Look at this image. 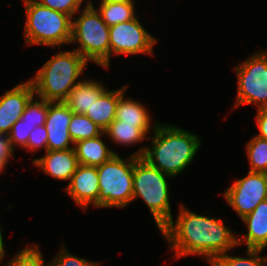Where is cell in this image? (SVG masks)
<instances>
[{"label": "cell", "instance_id": "6da1fadb", "mask_svg": "<svg viewBox=\"0 0 267 266\" xmlns=\"http://www.w3.org/2000/svg\"><path fill=\"white\" fill-rule=\"evenodd\" d=\"M180 205L176 222L172 219L160 230L176 258L199 255L211 264L236 248L237 236L221 218L199 215Z\"/></svg>", "mask_w": 267, "mask_h": 266}, {"label": "cell", "instance_id": "7a4b0ae2", "mask_svg": "<svg viewBox=\"0 0 267 266\" xmlns=\"http://www.w3.org/2000/svg\"><path fill=\"white\" fill-rule=\"evenodd\" d=\"M151 147H141L133 155L172 177L179 175L193 161L201 140L197 135L174 125L155 121Z\"/></svg>", "mask_w": 267, "mask_h": 266}, {"label": "cell", "instance_id": "3957f363", "mask_svg": "<svg viewBox=\"0 0 267 266\" xmlns=\"http://www.w3.org/2000/svg\"><path fill=\"white\" fill-rule=\"evenodd\" d=\"M88 61L75 49L60 51L37 70L33 79L35 95L48 102H64L71 90L81 81ZM76 80H78L76 82Z\"/></svg>", "mask_w": 267, "mask_h": 266}, {"label": "cell", "instance_id": "277c9868", "mask_svg": "<svg viewBox=\"0 0 267 266\" xmlns=\"http://www.w3.org/2000/svg\"><path fill=\"white\" fill-rule=\"evenodd\" d=\"M80 16L72 18L71 40L79 44L75 50L87 61L104 68L110 65L109 26L95 9L92 0H88Z\"/></svg>", "mask_w": 267, "mask_h": 266}, {"label": "cell", "instance_id": "5b68a950", "mask_svg": "<svg viewBox=\"0 0 267 266\" xmlns=\"http://www.w3.org/2000/svg\"><path fill=\"white\" fill-rule=\"evenodd\" d=\"M26 10L24 27L28 45L49 47L70 44L72 18L62 12L41 5L36 0H23Z\"/></svg>", "mask_w": 267, "mask_h": 266}, {"label": "cell", "instance_id": "8992f818", "mask_svg": "<svg viewBox=\"0 0 267 266\" xmlns=\"http://www.w3.org/2000/svg\"><path fill=\"white\" fill-rule=\"evenodd\" d=\"M166 177L170 176L134 155L132 202L138 197L143 199L159 230L173 219Z\"/></svg>", "mask_w": 267, "mask_h": 266}, {"label": "cell", "instance_id": "52a82bcc", "mask_svg": "<svg viewBox=\"0 0 267 266\" xmlns=\"http://www.w3.org/2000/svg\"><path fill=\"white\" fill-rule=\"evenodd\" d=\"M134 155L122 159L115 154L97 166L99 177L98 208H124L133 199Z\"/></svg>", "mask_w": 267, "mask_h": 266}, {"label": "cell", "instance_id": "ba28073f", "mask_svg": "<svg viewBox=\"0 0 267 266\" xmlns=\"http://www.w3.org/2000/svg\"><path fill=\"white\" fill-rule=\"evenodd\" d=\"M238 78L237 97L232 109L253 104L267 108V50L253 53L235 68Z\"/></svg>", "mask_w": 267, "mask_h": 266}, {"label": "cell", "instance_id": "9c48e42d", "mask_svg": "<svg viewBox=\"0 0 267 266\" xmlns=\"http://www.w3.org/2000/svg\"><path fill=\"white\" fill-rule=\"evenodd\" d=\"M110 56L153 54L157 39L146 31L136 17L109 27Z\"/></svg>", "mask_w": 267, "mask_h": 266}, {"label": "cell", "instance_id": "30bf717a", "mask_svg": "<svg viewBox=\"0 0 267 266\" xmlns=\"http://www.w3.org/2000/svg\"><path fill=\"white\" fill-rule=\"evenodd\" d=\"M224 199L242 219L267 199V173L248 171L224 191Z\"/></svg>", "mask_w": 267, "mask_h": 266}, {"label": "cell", "instance_id": "8fae6325", "mask_svg": "<svg viewBox=\"0 0 267 266\" xmlns=\"http://www.w3.org/2000/svg\"><path fill=\"white\" fill-rule=\"evenodd\" d=\"M72 114L64 102H48L44 124L47 131V150H66L74 147L68 131Z\"/></svg>", "mask_w": 267, "mask_h": 266}, {"label": "cell", "instance_id": "7c38bea8", "mask_svg": "<svg viewBox=\"0 0 267 266\" xmlns=\"http://www.w3.org/2000/svg\"><path fill=\"white\" fill-rule=\"evenodd\" d=\"M35 96L31 80L7 90L0 96V133L8 135L12 125L21 119L29 100Z\"/></svg>", "mask_w": 267, "mask_h": 266}, {"label": "cell", "instance_id": "4fadbf2b", "mask_svg": "<svg viewBox=\"0 0 267 266\" xmlns=\"http://www.w3.org/2000/svg\"><path fill=\"white\" fill-rule=\"evenodd\" d=\"M64 190L83 210L86 211L90 204L98 208L100 189L97 166L79 164Z\"/></svg>", "mask_w": 267, "mask_h": 266}, {"label": "cell", "instance_id": "5bb4252c", "mask_svg": "<svg viewBox=\"0 0 267 266\" xmlns=\"http://www.w3.org/2000/svg\"><path fill=\"white\" fill-rule=\"evenodd\" d=\"M32 163L52 178L69 182L79 165L74 147L66 150H47L45 156L35 158Z\"/></svg>", "mask_w": 267, "mask_h": 266}, {"label": "cell", "instance_id": "9a60e30c", "mask_svg": "<svg viewBox=\"0 0 267 266\" xmlns=\"http://www.w3.org/2000/svg\"><path fill=\"white\" fill-rule=\"evenodd\" d=\"M241 220L247 225V233L237 237V246L246 243L247 248L264 250L267 246V199Z\"/></svg>", "mask_w": 267, "mask_h": 266}, {"label": "cell", "instance_id": "2e32d148", "mask_svg": "<svg viewBox=\"0 0 267 266\" xmlns=\"http://www.w3.org/2000/svg\"><path fill=\"white\" fill-rule=\"evenodd\" d=\"M103 83L94 79H81L71 90L64 103L73 113L85 114L99 96L107 89Z\"/></svg>", "mask_w": 267, "mask_h": 266}, {"label": "cell", "instance_id": "e0dca14e", "mask_svg": "<svg viewBox=\"0 0 267 266\" xmlns=\"http://www.w3.org/2000/svg\"><path fill=\"white\" fill-rule=\"evenodd\" d=\"M126 90L127 86H122V88L112 91L106 89L85 115L105 131L115 120L119 97L126 92Z\"/></svg>", "mask_w": 267, "mask_h": 266}, {"label": "cell", "instance_id": "ac0fdd59", "mask_svg": "<svg viewBox=\"0 0 267 266\" xmlns=\"http://www.w3.org/2000/svg\"><path fill=\"white\" fill-rule=\"evenodd\" d=\"M104 135L105 132L95 138L81 140L74 144L80 165L99 166L117 154L103 142L101 137Z\"/></svg>", "mask_w": 267, "mask_h": 266}, {"label": "cell", "instance_id": "d6986e66", "mask_svg": "<svg viewBox=\"0 0 267 266\" xmlns=\"http://www.w3.org/2000/svg\"><path fill=\"white\" fill-rule=\"evenodd\" d=\"M125 92L119 97L115 120L123 123L137 124L147 135L151 133V116L144 104L131 98H124Z\"/></svg>", "mask_w": 267, "mask_h": 266}, {"label": "cell", "instance_id": "ffe728a7", "mask_svg": "<svg viewBox=\"0 0 267 266\" xmlns=\"http://www.w3.org/2000/svg\"><path fill=\"white\" fill-rule=\"evenodd\" d=\"M134 1L101 0L97 11L103 21L110 27L136 18Z\"/></svg>", "mask_w": 267, "mask_h": 266}, {"label": "cell", "instance_id": "44dd1931", "mask_svg": "<svg viewBox=\"0 0 267 266\" xmlns=\"http://www.w3.org/2000/svg\"><path fill=\"white\" fill-rule=\"evenodd\" d=\"M104 132L112 142L126 146L140 143L149 137L137 124L123 123L119 120H114Z\"/></svg>", "mask_w": 267, "mask_h": 266}, {"label": "cell", "instance_id": "7402d4cb", "mask_svg": "<svg viewBox=\"0 0 267 266\" xmlns=\"http://www.w3.org/2000/svg\"><path fill=\"white\" fill-rule=\"evenodd\" d=\"M69 135L74 144L78 141L95 138L104 131L97 126L85 114H72L71 122L68 127Z\"/></svg>", "mask_w": 267, "mask_h": 266}, {"label": "cell", "instance_id": "603a6c76", "mask_svg": "<svg viewBox=\"0 0 267 266\" xmlns=\"http://www.w3.org/2000/svg\"><path fill=\"white\" fill-rule=\"evenodd\" d=\"M262 249L247 248V258L228 253L218 256L210 266H267V255L261 256Z\"/></svg>", "mask_w": 267, "mask_h": 266}, {"label": "cell", "instance_id": "cb8c5ba5", "mask_svg": "<svg viewBox=\"0 0 267 266\" xmlns=\"http://www.w3.org/2000/svg\"><path fill=\"white\" fill-rule=\"evenodd\" d=\"M251 172L267 173V140L253 136L246 146Z\"/></svg>", "mask_w": 267, "mask_h": 266}, {"label": "cell", "instance_id": "d4e9b609", "mask_svg": "<svg viewBox=\"0 0 267 266\" xmlns=\"http://www.w3.org/2000/svg\"><path fill=\"white\" fill-rule=\"evenodd\" d=\"M47 112L48 101L35 95L27 103L21 119L29 126H41L45 124Z\"/></svg>", "mask_w": 267, "mask_h": 266}, {"label": "cell", "instance_id": "484cf974", "mask_svg": "<svg viewBox=\"0 0 267 266\" xmlns=\"http://www.w3.org/2000/svg\"><path fill=\"white\" fill-rule=\"evenodd\" d=\"M4 266H49L44 262L43 255L38 244L27 245L21 249L14 258Z\"/></svg>", "mask_w": 267, "mask_h": 266}, {"label": "cell", "instance_id": "4316f807", "mask_svg": "<svg viewBox=\"0 0 267 266\" xmlns=\"http://www.w3.org/2000/svg\"><path fill=\"white\" fill-rule=\"evenodd\" d=\"M35 128V126H29L22 119L17 120L11 128L8 134V139L10 141L11 148L15 151L14 147L24 148L27 145L30 132ZM17 145V146H16Z\"/></svg>", "mask_w": 267, "mask_h": 266}, {"label": "cell", "instance_id": "83f0119b", "mask_svg": "<svg viewBox=\"0 0 267 266\" xmlns=\"http://www.w3.org/2000/svg\"><path fill=\"white\" fill-rule=\"evenodd\" d=\"M65 246L61 247L57 256L48 262L49 266H99L100 262L85 260L79 258L66 250Z\"/></svg>", "mask_w": 267, "mask_h": 266}, {"label": "cell", "instance_id": "f1b7e54d", "mask_svg": "<svg viewBox=\"0 0 267 266\" xmlns=\"http://www.w3.org/2000/svg\"><path fill=\"white\" fill-rule=\"evenodd\" d=\"M36 1L43 6L67 14L71 18H73L78 11L80 12L81 5L84 0H36Z\"/></svg>", "mask_w": 267, "mask_h": 266}, {"label": "cell", "instance_id": "f546056e", "mask_svg": "<svg viewBox=\"0 0 267 266\" xmlns=\"http://www.w3.org/2000/svg\"><path fill=\"white\" fill-rule=\"evenodd\" d=\"M44 148L47 151V131L44 125L36 126L29 135L27 145L23 148L27 151L36 152Z\"/></svg>", "mask_w": 267, "mask_h": 266}, {"label": "cell", "instance_id": "4dcf8cb0", "mask_svg": "<svg viewBox=\"0 0 267 266\" xmlns=\"http://www.w3.org/2000/svg\"><path fill=\"white\" fill-rule=\"evenodd\" d=\"M14 150L11 148L8 135L0 133V160H2L6 165L9 159L13 156Z\"/></svg>", "mask_w": 267, "mask_h": 266}, {"label": "cell", "instance_id": "1f68e13d", "mask_svg": "<svg viewBox=\"0 0 267 266\" xmlns=\"http://www.w3.org/2000/svg\"><path fill=\"white\" fill-rule=\"evenodd\" d=\"M255 119L259 130V134L255 136L267 140V108L257 109Z\"/></svg>", "mask_w": 267, "mask_h": 266}, {"label": "cell", "instance_id": "d6a6232c", "mask_svg": "<svg viewBox=\"0 0 267 266\" xmlns=\"http://www.w3.org/2000/svg\"><path fill=\"white\" fill-rule=\"evenodd\" d=\"M3 235L1 232V226H0V263L2 262V259H4L5 256V245H4Z\"/></svg>", "mask_w": 267, "mask_h": 266}, {"label": "cell", "instance_id": "836d02e7", "mask_svg": "<svg viewBox=\"0 0 267 266\" xmlns=\"http://www.w3.org/2000/svg\"><path fill=\"white\" fill-rule=\"evenodd\" d=\"M5 167H6V164H5L2 160H0V174H1L2 172H4Z\"/></svg>", "mask_w": 267, "mask_h": 266}]
</instances>
